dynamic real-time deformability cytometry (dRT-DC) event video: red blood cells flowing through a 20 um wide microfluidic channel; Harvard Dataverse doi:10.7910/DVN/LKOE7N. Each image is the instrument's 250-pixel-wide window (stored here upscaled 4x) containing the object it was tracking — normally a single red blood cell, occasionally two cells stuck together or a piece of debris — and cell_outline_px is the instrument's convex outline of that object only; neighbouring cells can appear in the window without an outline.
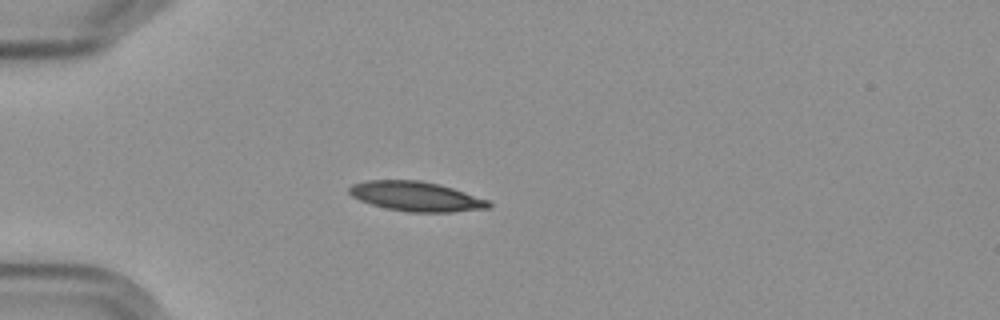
{"species": "Egyptian fruit bat (a non-hibernating species)", "species_latin": "Rousettus aegyptiacus", "temperature_condition": "cold", "stored_images_in_passage": 7, "camera_frame_rate_fps": 3000, "um_per_image_px": 0.085, "frame": {"image": 1, "passage_image": 5, "time_ms": 5.333, "image_size_px": [1000, 320], "cell_outline_px": [[492, 208], [452, 212], [408, 212], [384, 208], [360, 200], [352, 196], [348, 192], [348, 188], [352, 184], [368, 180], [420, 180], [440, 184], [488, 200], [492, 204]], "centroid_in_image_um": [35.37, 16.7], "position_along_channel_um": 49.6, "area_um2": 24.16}}
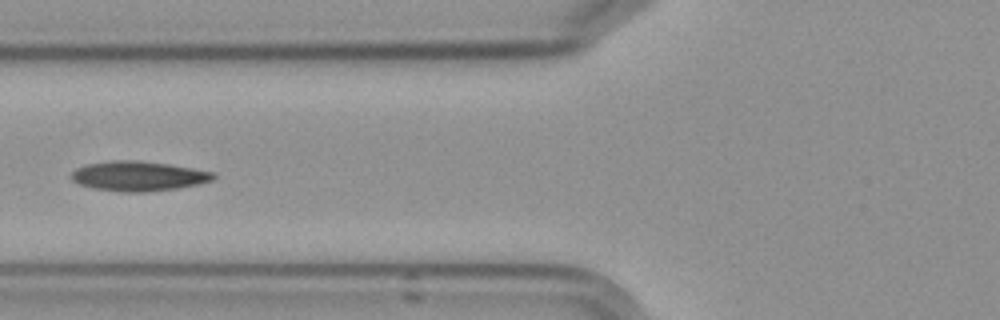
{"frame": {"image": 2, "passage_image": 7, "time_ms": 7.667, "image_size_px": [1000, 320], "cell_outline_px": [[216, 176], [212, 180], [196, 184], [176, 188], [148, 192], [120, 192], [92, 188], [80, 184], [72, 180], [72, 172], [76, 168], [84, 164], [112, 160], [136, 160], [168, 164], [192, 168], [212, 172]], "centroid_in_image_um": [11.71, 14.96], "position_along_channel_um": 114.1, "area_um2": 24.57}}